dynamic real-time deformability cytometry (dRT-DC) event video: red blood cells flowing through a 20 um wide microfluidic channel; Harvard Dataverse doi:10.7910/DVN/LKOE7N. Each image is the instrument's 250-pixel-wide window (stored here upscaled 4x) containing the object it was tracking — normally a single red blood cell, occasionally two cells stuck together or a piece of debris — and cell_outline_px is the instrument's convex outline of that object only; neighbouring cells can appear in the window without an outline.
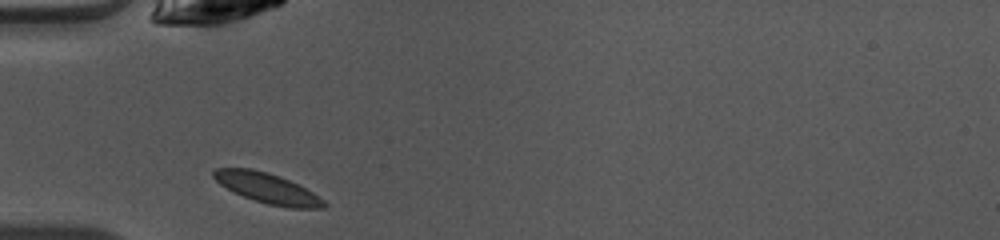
{"species": "common noctule bat (a hibernating species)", "species_latin": "Nyctalus noctula", "temperature_condition": "warm", "stored_images_in_passage": 29, "camera_frame_rate_fps": 3000, "um_per_image_px": 0.085, "animal": {"sex": "female", "body_mass_g": 10.0, "forearm_length_mm": 53.1}, "frame": {"image": 1, "passage_image": 1, "time_ms": 0.0, "image_size_px": [1000, 240], "cell_outline_px": [[328, 204], [324, 208], [292, 208], [268, 204], [244, 196], [220, 184], [212, 176], [212, 172], [216, 168], [252, 168], [268, 172], [280, 176], [312, 192], [324, 200]], "centroid_in_image_um": [22.73, 15.99], "position_along_channel_um": 62.3, "area_um2": 19.07}}
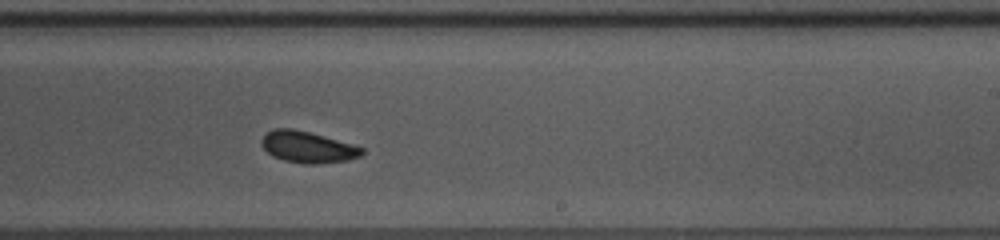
{"frame": {"image": 2, "passage_image": 16, "time_ms": 5.0, "image_size_px": [1000, 240], "cell_outline_px": [[364, 152], [360, 156], [348, 160], [316, 164], [304, 164], [284, 160], [272, 156], [260, 144], [260, 140], [272, 128], [292, 128], [308, 132], [352, 144], [364, 148]], "centroid_in_image_um": [26.13, 12.5], "position_along_channel_um": 262.9, "area_um2": 18.26}}
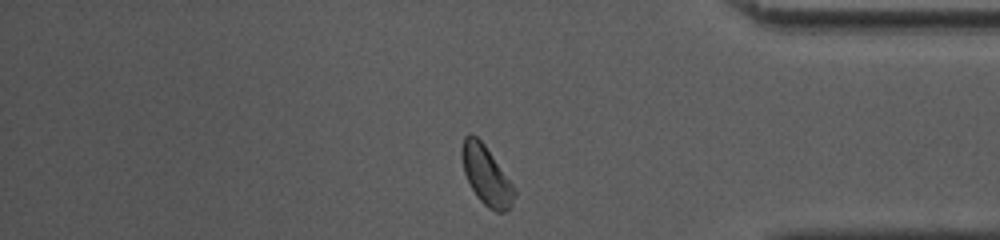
{"frame": {"image": 3, "passage_image": 27, "time_ms": 8.667, "image_size_px": [1000, 240], "cell_outline_px": [[516, 196], [512, 208], [504, 212], [496, 212], [488, 208], [476, 196], [464, 172], [460, 152], [460, 148], [464, 136], [468, 132], [472, 132], [484, 144], [516, 188]], "centroid_in_image_um": [41.35, 14.91], "position_along_channel_um": 393.9, "area_um2": 18.38}}